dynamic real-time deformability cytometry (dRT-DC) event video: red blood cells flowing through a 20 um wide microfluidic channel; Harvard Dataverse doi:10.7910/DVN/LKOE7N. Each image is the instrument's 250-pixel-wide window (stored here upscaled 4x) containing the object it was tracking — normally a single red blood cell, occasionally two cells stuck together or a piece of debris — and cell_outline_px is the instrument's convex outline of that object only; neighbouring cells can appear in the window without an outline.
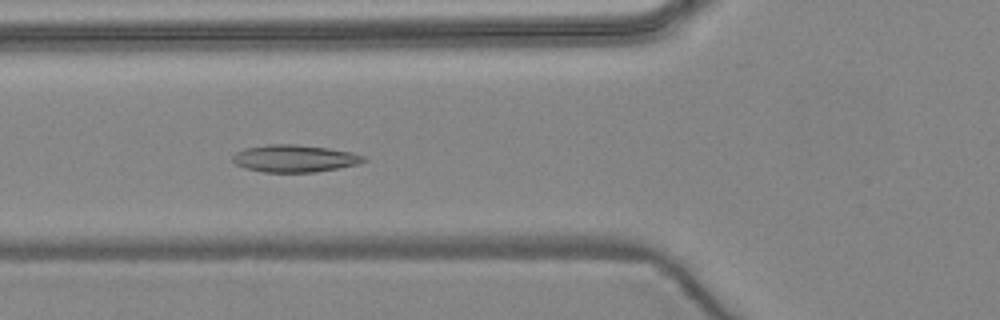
{"species": "common noctule bat (a hibernating species)", "species_latin": "Nyctalus noctula", "temperature_condition": "warm", "stored_images_in_passage": 7, "camera_frame_rate_fps": 3000, "um_per_image_px": 0.085, "animal": {"sex": "female", "body_mass_g": 24.6, "forearm_length_mm": 56.2}, "frame": {"image": 1, "passage_image": 6, "time_ms": 6.0, "image_size_px": [1000, 320], "cell_outline_px": [[368, 160], [360, 164], [316, 172], [264, 172], [248, 168], [236, 164], [232, 160], [232, 156], [236, 152], [244, 148], [268, 144], [296, 144], [328, 148], [352, 152], [368, 156]], "centroid_in_image_um": [25.1, 13.46], "position_along_channel_um": 100.7, "area_um2": 20.98}}
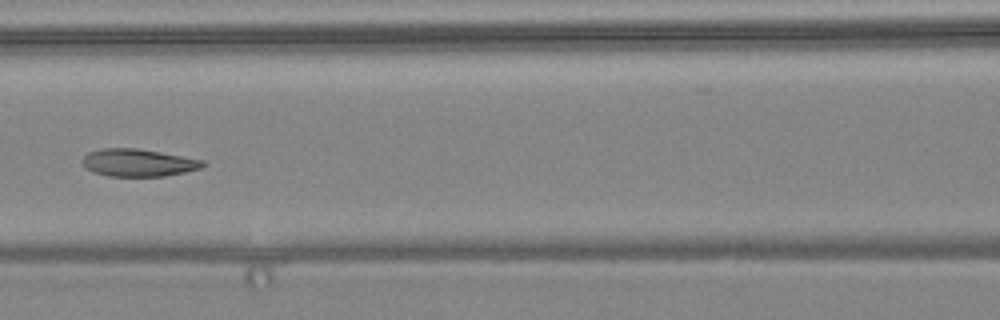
{"frame": {"image": 2, "passage_image": 7, "time_ms": 7.333, "image_size_px": [1000, 320], "cell_outline_px": [[208, 164], [204, 168], [164, 176], [108, 176], [92, 172], [84, 168], [80, 160], [88, 152], [100, 148], [136, 148], [160, 152], [204, 160]], "centroid_in_image_um": [11.73, 13.83], "position_along_channel_um": 154.9, "area_um2": 19.59}}